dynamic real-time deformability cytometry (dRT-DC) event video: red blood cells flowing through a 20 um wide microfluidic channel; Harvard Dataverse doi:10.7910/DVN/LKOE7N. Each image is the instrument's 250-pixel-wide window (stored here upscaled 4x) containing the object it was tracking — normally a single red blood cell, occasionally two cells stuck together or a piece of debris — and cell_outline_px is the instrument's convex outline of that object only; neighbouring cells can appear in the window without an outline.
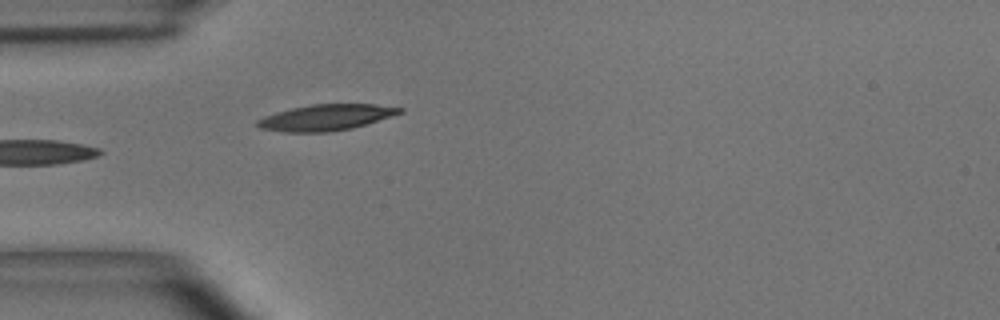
{"species": "common noctule bat (a hibernating species)", "species_latin": "Nyctalus noctula", "temperature_condition": "room temperature", "stored_images_in_passage": 35, "camera_frame_rate_fps": 3000, "um_per_image_px": 0.085, "animal": {"sex": "male", "body_mass_g": 15.6}, "frame": {"image": 1, "passage_image": 1, "time_ms": 0.0, "image_size_px": [1000, 320], "cell_outline_px": [[404, 112], [392, 116], [352, 128], [332, 132], [284, 132], [260, 128], [256, 124], [256, 120], [264, 116], [276, 112], [292, 108], [312, 104], [376, 104], [404, 108]], "centroid_in_image_um": [27.71, 9.98], "position_along_channel_um": 57.3, "area_um2": 21.62}}